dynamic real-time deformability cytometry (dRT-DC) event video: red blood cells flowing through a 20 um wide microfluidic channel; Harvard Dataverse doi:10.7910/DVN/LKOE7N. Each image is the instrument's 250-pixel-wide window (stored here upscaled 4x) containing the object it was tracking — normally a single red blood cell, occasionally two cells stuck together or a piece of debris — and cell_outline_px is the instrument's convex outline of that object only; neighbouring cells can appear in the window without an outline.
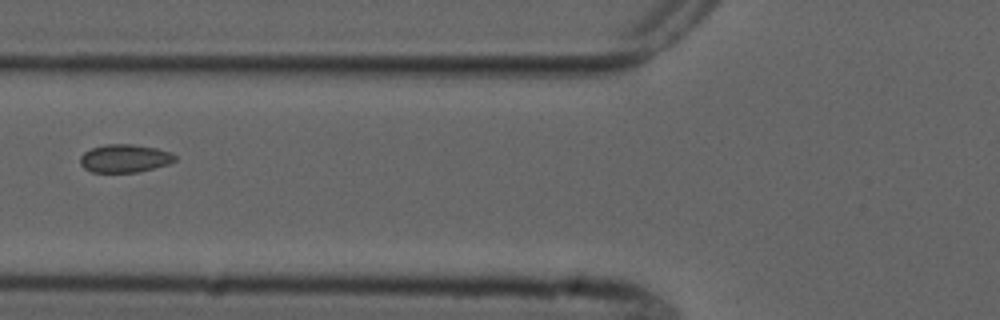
{"species": "common noctule bat (a hibernating species)", "species_latin": "Nyctalus noctula", "temperature_condition": "cold", "stored_images_in_passage": 9, "camera_frame_rate_fps": 3000, "um_per_image_px": 0.085, "animal": {"sex": "male", "forearm_length_mm": 52.5}, "frame": {"image": 1, "passage_image": 6, "time_ms": 6.667, "image_size_px": [1000, 320], "cell_outline_px": [[176, 160], [168, 164], [136, 172], [92, 172], [84, 168], [80, 164], [80, 156], [84, 152], [92, 148], [104, 144], [132, 144], [156, 148], [172, 152], [176, 156]], "centroid_in_image_um": [10.59, 13.45], "position_along_channel_um": 115.2, "area_um2": 15.49}}
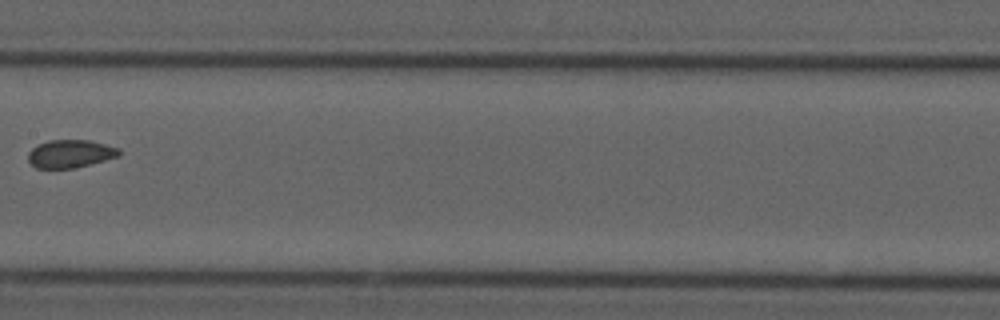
{"frame": {"image": 2, "passage_image": 8, "time_ms": 9.0, "image_size_px": [1000, 320], "cell_outline_px": [[120, 156], [72, 168], [36, 168], [28, 160], [28, 152], [36, 144], [48, 140], [88, 140], [120, 148]], "centroid_in_image_um": [5.95, 13.05], "position_along_channel_um": 201.5, "area_um2": 14.74}}
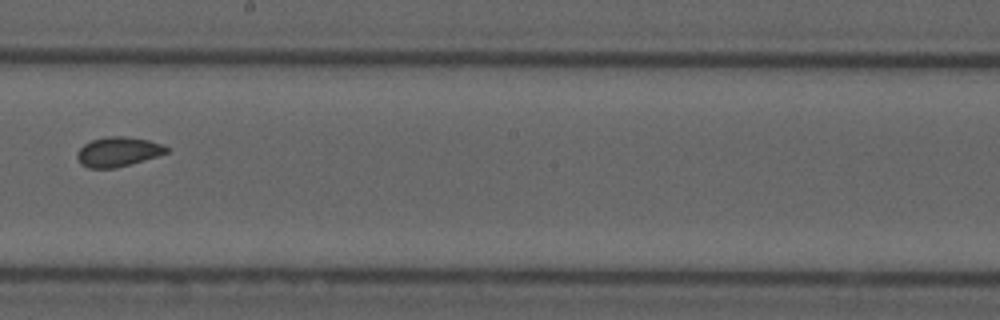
{"frame": {"image": 3, "passage_image": 9, "time_ms": 10.0, "image_size_px": [1000, 320], "cell_outline_px": [[172, 148], [168, 152], [144, 160], [116, 168], [88, 168], [80, 164], [76, 156], [76, 152], [84, 144], [92, 140], [108, 136], [124, 136], [148, 140]], "centroid_in_image_um": [10.02, 12.9], "position_along_channel_um": 238.2, "area_um2": 15.43}}